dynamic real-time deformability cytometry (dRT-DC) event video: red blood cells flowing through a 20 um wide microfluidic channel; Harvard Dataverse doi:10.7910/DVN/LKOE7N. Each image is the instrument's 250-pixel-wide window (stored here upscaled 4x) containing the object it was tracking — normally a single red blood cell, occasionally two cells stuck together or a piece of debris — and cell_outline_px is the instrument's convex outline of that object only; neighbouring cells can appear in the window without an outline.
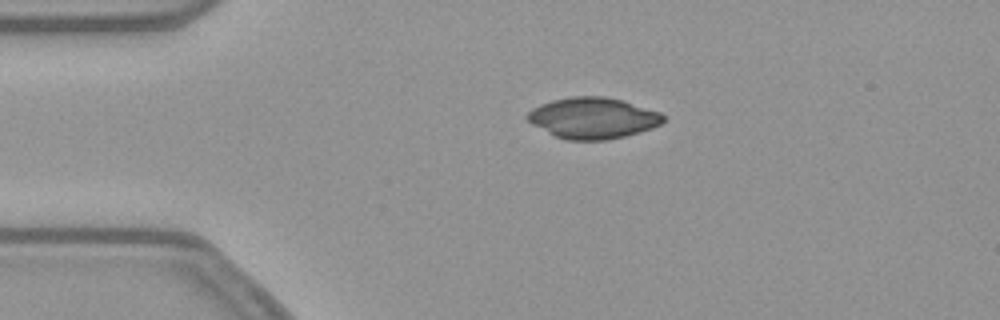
{"species": "common noctule bat (a hibernating species)", "species_latin": "Nyctalus noctula", "temperature_condition": "warm", "stored_images_in_passage": 43, "camera_frame_rate_fps": 3000, "um_per_image_px": 0.085, "animal": {"sex": "female", "body_mass_g": 21.9}, "frame": {"image": 1, "passage_image": 1, "time_ms": 0.0, "image_size_px": [1000, 320], "cell_outline_px": [[664, 120], [660, 124], [652, 128], [640, 132], [608, 140], [568, 140], [556, 136], [532, 124], [524, 116], [532, 108], [540, 104], [552, 100], [572, 96], [604, 96], [624, 100], [660, 112], [664, 116]], "centroid_in_image_um": [50.4, 10.02], "position_along_channel_um": 34.6, "area_um2": 32.6}}
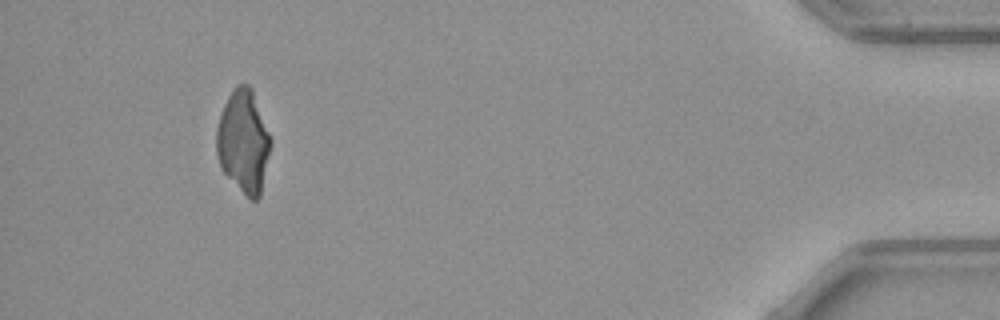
{"frame": {"image": 2, "passage_image": 39, "time_ms": 12.667, "image_size_px": [1000, 320], "cell_outline_px": [[272, 140], [260, 196], [256, 200], [248, 200], [220, 168], [216, 152], [216, 128], [224, 104], [228, 96], [236, 84], [248, 84], [252, 88]], "centroid_in_image_um": [20.68, 12.03], "position_along_channel_um": 414.5, "area_um2": 32.66}}